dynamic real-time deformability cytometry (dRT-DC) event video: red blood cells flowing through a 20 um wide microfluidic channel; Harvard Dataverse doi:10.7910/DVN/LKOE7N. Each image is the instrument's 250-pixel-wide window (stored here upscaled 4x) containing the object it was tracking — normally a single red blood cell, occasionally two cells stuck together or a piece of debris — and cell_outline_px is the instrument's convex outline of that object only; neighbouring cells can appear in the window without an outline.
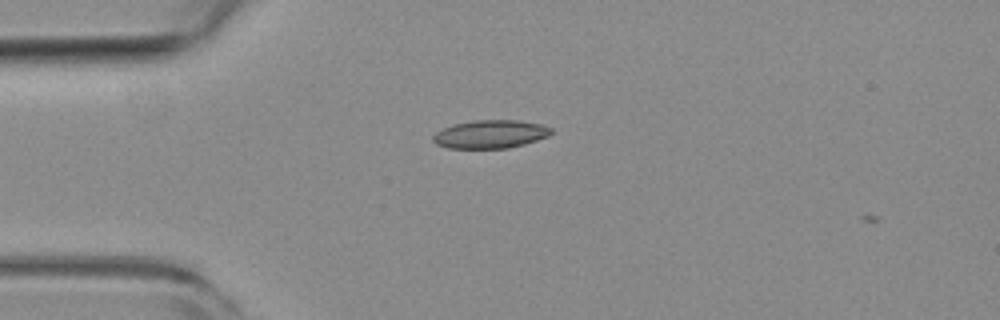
{"species": "common noctule bat (a hibernating species)", "species_latin": "Nyctalus noctula", "temperature_condition": "room temperature", "stored_images_in_passage": 2, "camera_frame_rate_fps": 3000, "um_per_image_px": 0.085, "animal": {"sex": "female", "body_mass_g": 19.3, "forearm_length_mm": 54.1}, "frame": {"image": 1, "passage_image": 1, "time_ms": 0.0, "image_size_px": [1000, 320], "cell_outline_px": [[552, 132], [548, 136], [524, 144], [508, 148], [448, 148], [436, 144], [432, 140], [432, 136], [436, 132], [452, 124], [476, 120], [520, 120], [540, 124], [552, 128]], "centroid_in_image_um": [41.67, 11.4], "position_along_channel_um": 43.3, "area_um2": 19.42}}